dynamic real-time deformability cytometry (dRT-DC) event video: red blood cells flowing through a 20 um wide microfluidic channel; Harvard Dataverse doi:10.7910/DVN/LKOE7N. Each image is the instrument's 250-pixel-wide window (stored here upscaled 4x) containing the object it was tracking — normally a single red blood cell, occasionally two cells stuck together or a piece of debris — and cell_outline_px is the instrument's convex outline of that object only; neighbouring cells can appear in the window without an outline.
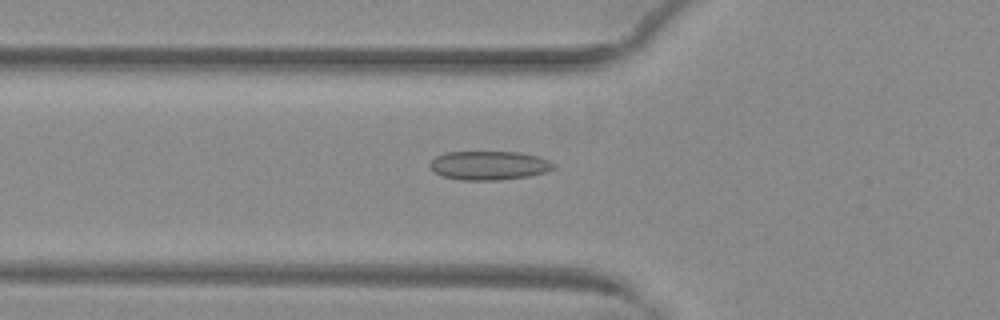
{"species": "common noctule bat (a hibernating species)", "species_latin": "Nyctalus noctula", "temperature_condition": "warm", "stored_images_in_passage": 46, "camera_frame_rate_fps": 3000, "um_per_image_px": 0.085, "animal": {"sex": "female", "body_mass_g": 29.2, "forearm_length_mm": 56.3}, "frame": {"image": 1, "passage_image": 13, "time_ms": 4.0, "image_size_px": [1000, 320], "cell_outline_px": [[556, 168], [544, 172], [528, 176], [500, 180], [460, 180], [440, 176], [432, 172], [428, 164], [436, 156], [444, 152], [520, 152], [536, 156], [548, 160], [556, 164]], "centroid_in_image_um": [41.52, 14.07], "position_along_channel_um": 84.3, "area_um2": 21.04}}
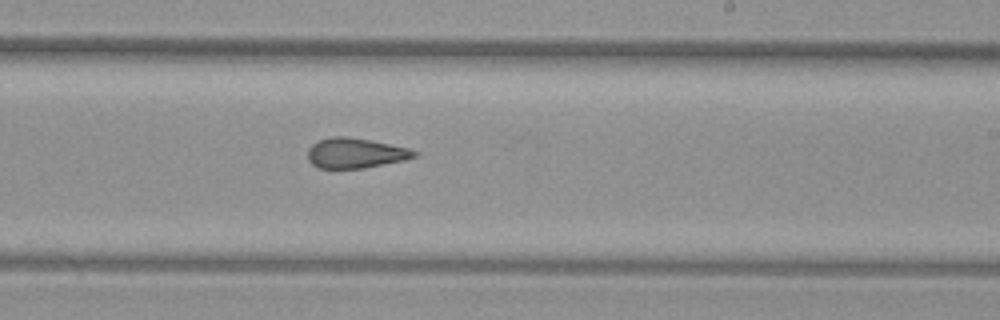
{"frame": {"image": 2, "passage_image": 26, "time_ms": 8.333, "image_size_px": [1000, 320], "cell_outline_px": [[420, 156], [404, 160], [364, 168], [316, 168], [308, 160], [308, 148], [312, 144], [320, 140], [332, 136], [348, 136], [372, 140], [408, 148], [420, 152]], "centroid_in_image_um": [30.24, 13.01], "position_along_channel_um": 258.8, "area_um2": 18.9}}
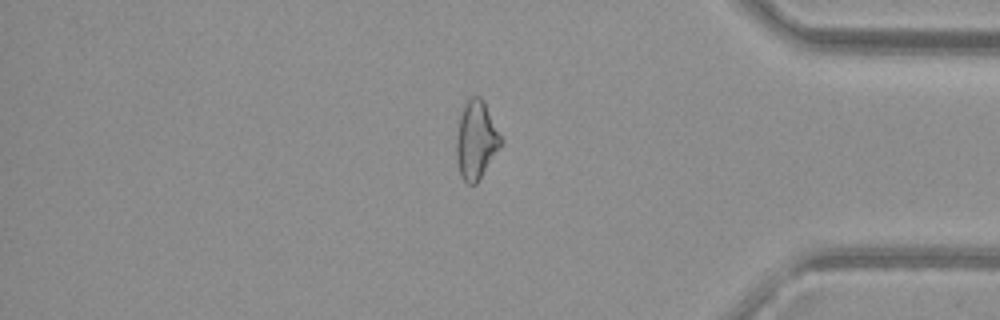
{"frame": {"image": 3, "passage_image": 38, "time_ms": 12.333, "image_size_px": [1000, 320], "cell_outline_px": [[504, 140], [476, 184], [468, 184], [460, 176], [456, 160], [456, 140], [460, 116], [464, 104], [472, 96], [480, 96], [484, 100]], "centroid_in_image_um": [40.47, 11.89], "position_along_channel_um": 394.7, "area_um2": 20.29}, "authors_computed_cell_mechanics": {"area_um2": 20.4901, "velocity_mm_per_s": 4.0117, "shape_relaxation_time_tau1_ms": null, "shape_relaxation_time_tau2_ms": 2.0252, "deformation_change_tau1": null, "deformation_change_tau2": 0.0954}}